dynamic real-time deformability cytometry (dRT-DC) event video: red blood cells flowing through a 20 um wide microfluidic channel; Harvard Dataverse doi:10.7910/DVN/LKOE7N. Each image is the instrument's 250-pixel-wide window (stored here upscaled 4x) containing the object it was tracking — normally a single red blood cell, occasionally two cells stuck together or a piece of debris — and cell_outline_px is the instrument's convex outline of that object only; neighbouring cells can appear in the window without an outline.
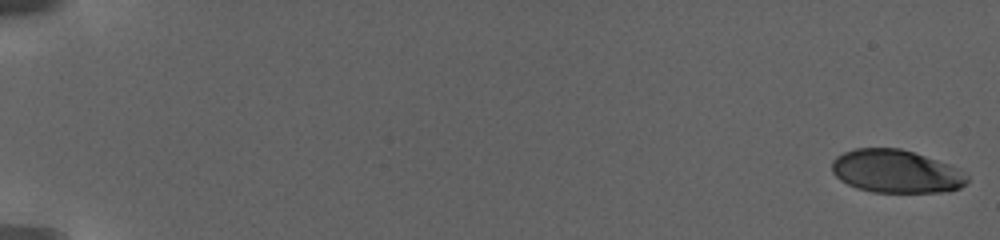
{"species": "human", "species_latin": "Homo sapiens", "temperature_condition": "warm", "stored_images_in_passage": 49, "camera_frame_rate_fps": 3000, "um_per_image_px": 0.085, "donor": {"sex": "female"}, "frame": {"image": 1, "passage_image": 1, "time_ms": 0.0, "image_size_px": [1000, 240], "cell_outline_px": [[968, 180], [960, 188], [948, 192], [872, 192], [856, 188], [840, 180], [832, 172], [832, 160], [836, 156], [844, 152], [856, 148], [900, 148], [936, 160], [968, 176]], "centroid_in_image_um": [76.09, 14.58], "position_along_channel_um": 8.9, "area_um2": 33.52}}
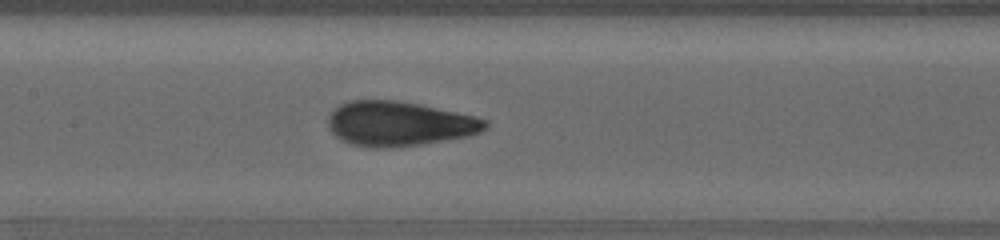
{"frame": {"image": 2, "passage_image": 25, "time_ms": 12.667, "image_size_px": [1000, 240], "cell_outline_px": [[488, 128], [480, 132], [468, 136], [420, 144], [388, 148], [372, 148], [348, 144], [340, 140], [328, 128], [328, 116], [332, 108], [348, 100], [396, 100], [420, 104], [476, 116], [488, 120]], "centroid_in_image_um": [33.89, 10.51], "position_along_channel_um": 173.5, "area_um2": 41.33}}
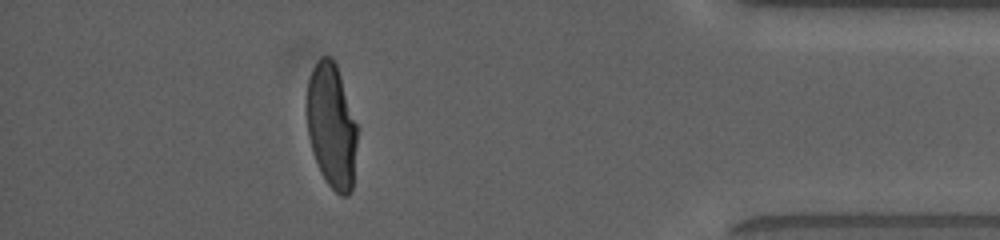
{"frame": {"image": 3, "passage_image": 43, "time_ms": 22.0, "image_size_px": [1000, 240], "cell_outline_px": [[356, 144], [352, 188], [348, 196], [340, 196], [324, 180], [320, 172], [312, 152], [308, 136], [308, 80], [312, 68], [320, 56], [328, 56], [336, 64], [356, 124]], "centroid_in_image_um": [28.17, 10.74], "position_along_channel_um": 407.0, "area_um2": 36.01}, "authors_computed_cell_mechanics": {"area_um2": 37.6278, "velocity_mm_per_s": 2.8917, "shape_relaxation_time_tau1_ms": 5.563, "shape_relaxation_time_tau2_ms": null, "deformation_change_tau1": 0.2274, "deformation_change_tau2": null}}